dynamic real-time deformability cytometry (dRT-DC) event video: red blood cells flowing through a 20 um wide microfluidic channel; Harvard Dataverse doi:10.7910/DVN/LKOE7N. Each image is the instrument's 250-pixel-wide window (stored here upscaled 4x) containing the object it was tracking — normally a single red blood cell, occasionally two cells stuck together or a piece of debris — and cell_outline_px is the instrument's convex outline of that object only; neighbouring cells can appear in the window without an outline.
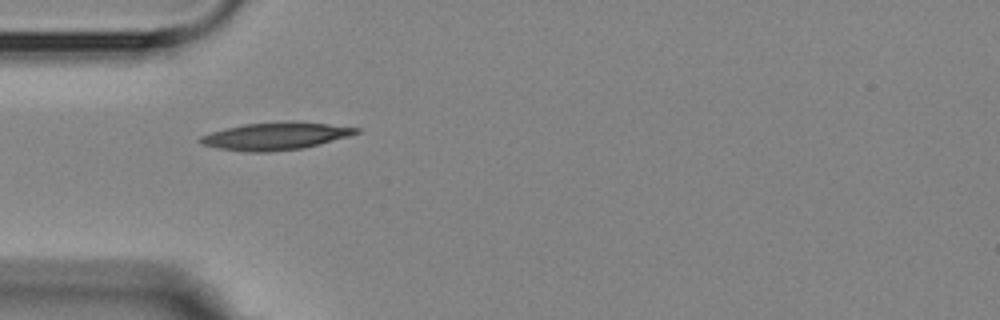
{"species": "Egyptian fruit bat (a non-hibernating species)", "species_latin": "Rousettus aegyptiacus", "temperature_condition": "room temperature", "stored_images_in_passage": 4, "camera_frame_rate_fps": 3000, "um_per_image_px": 0.085, "animal": {"sex": "female"}, "frame": {"image": 1, "passage_image": 3, "time_ms": 2.333, "image_size_px": [1000, 320], "cell_outline_px": [[360, 132], [348, 136], [304, 148], [268, 152], [244, 152], [220, 148], [200, 144], [196, 140], [200, 136], [224, 128], [244, 124], [288, 120], [296, 120], [360, 128]], "centroid_in_image_um": [23.39, 11.55], "position_along_channel_um": 61.6, "area_um2": 25.2}}
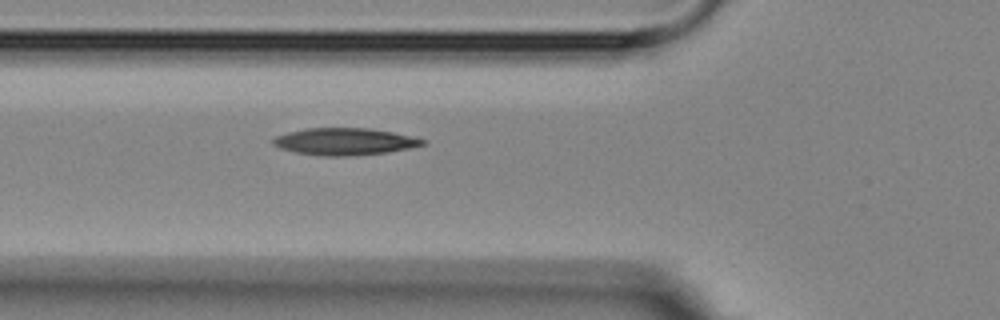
{"frame": {"image": 2, "passage_image": 4, "time_ms": 3.333, "image_size_px": [1000, 320], "cell_outline_px": [[428, 144], [388, 152], [356, 156], [320, 156], [296, 152], [280, 148], [272, 144], [272, 140], [276, 136], [288, 132], [308, 128], [372, 128], [412, 136], [428, 140]], "centroid_in_image_um": [29.33, 12.03], "position_along_channel_um": 96.5, "area_um2": 23.76}}